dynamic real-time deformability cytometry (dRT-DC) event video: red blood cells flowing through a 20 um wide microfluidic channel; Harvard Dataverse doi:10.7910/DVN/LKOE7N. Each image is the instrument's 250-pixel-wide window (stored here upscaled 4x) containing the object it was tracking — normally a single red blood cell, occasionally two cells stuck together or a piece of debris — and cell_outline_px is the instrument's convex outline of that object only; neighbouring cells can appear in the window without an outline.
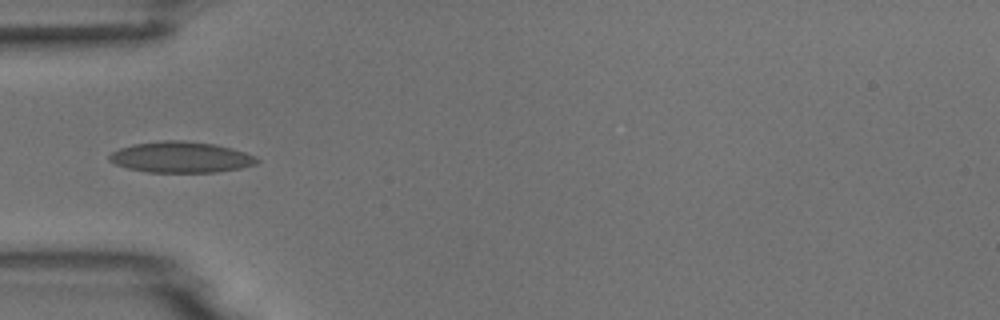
{"species": "common noctule bat (a hibernating species)", "species_latin": "Nyctalus noctula", "temperature_condition": "room temperature", "stored_images_in_passage": 7, "camera_frame_rate_fps": 3000, "um_per_image_px": 0.085, "animal": {"sex": "male", "body_mass_g": 18.8}, "frame": {"image": 1, "passage_image": 5, "time_ms": 4.333, "image_size_px": [1000, 320], "cell_outline_px": [[260, 160], [256, 164], [240, 168], [216, 172], [148, 172], [128, 168], [116, 164], [108, 160], [108, 156], [112, 152], [120, 148], [132, 144], [164, 140], [184, 140], [216, 144], [232, 148], [256, 156]], "centroid_in_image_um": [15.39, 13.35], "position_along_channel_um": 69.6, "area_um2": 26.7}}